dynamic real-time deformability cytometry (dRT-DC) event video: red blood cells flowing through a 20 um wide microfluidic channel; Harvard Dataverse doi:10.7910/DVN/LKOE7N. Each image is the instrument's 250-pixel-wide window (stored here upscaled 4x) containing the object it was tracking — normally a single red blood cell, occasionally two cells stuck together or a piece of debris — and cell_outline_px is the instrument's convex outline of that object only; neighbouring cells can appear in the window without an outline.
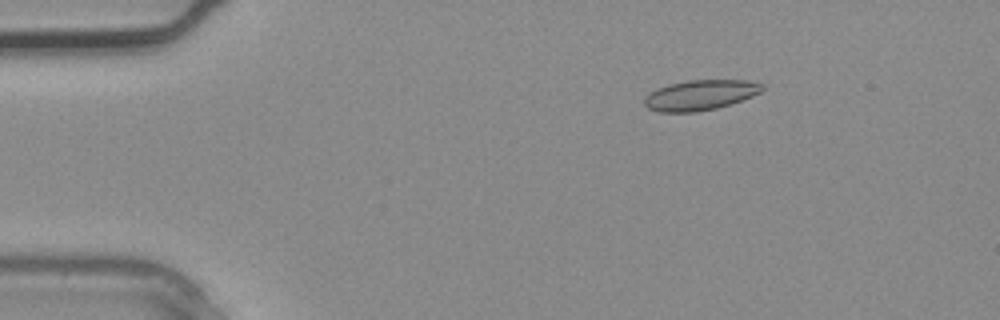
{"species": "common noctule bat (a hibernating species)", "species_latin": "Nyctalus noctula", "temperature_condition": "warm", "stored_images_in_passage": 2, "segment_of_instrument_passage": [2, 2], "camera_frame_rate_fps": 3000, "um_per_image_px": 0.085, "animal": {"sex": "male", "body_mass_g": 20.4}, "frame": {"image": 1, "passage_image": 2, "time_ms": 0.333, "image_size_px": [1000, 320], "cell_outline_px": [[764, 88], [760, 92], [752, 96], [716, 108], [696, 112], [660, 112], [648, 108], [644, 104], [644, 96], [648, 92], [656, 88], [668, 84], [688, 80], [748, 80], [764, 84]], "centroid_in_image_um": [59.48, 8.07], "position_along_channel_um": 25.5, "area_um2": 20.81}}